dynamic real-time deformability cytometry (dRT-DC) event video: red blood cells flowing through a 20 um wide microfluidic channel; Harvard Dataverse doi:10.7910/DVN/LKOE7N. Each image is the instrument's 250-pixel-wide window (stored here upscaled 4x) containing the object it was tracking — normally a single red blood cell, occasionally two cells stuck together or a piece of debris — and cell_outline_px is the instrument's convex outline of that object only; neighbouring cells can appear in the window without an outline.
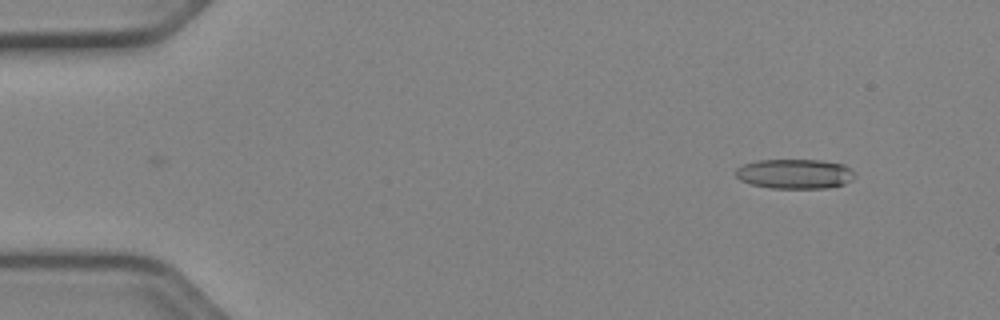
{"species": "Egyptian fruit bat (a non-hibernating species)", "species_latin": "Rousettus aegyptiacus", "temperature_condition": "cold", "stored_images_in_passage": 41, "camera_frame_rate_fps": 3000, "um_per_image_px": 0.085, "animal": {"sex": "female"}, "frame": {"image": 1, "passage_image": 2, "time_ms": 0.333, "image_size_px": [1000, 320], "cell_outline_px": [[856, 176], [852, 180], [844, 184], [828, 188], [768, 188], [752, 184], [740, 180], [736, 176], [736, 168], [744, 164], [756, 160], [820, 160], [844, 164], [856, 172]], "centroid_in_image_um": [67.59, 14.78], "position_along_channel_um": 17.4, "area_um2": 20.81}}
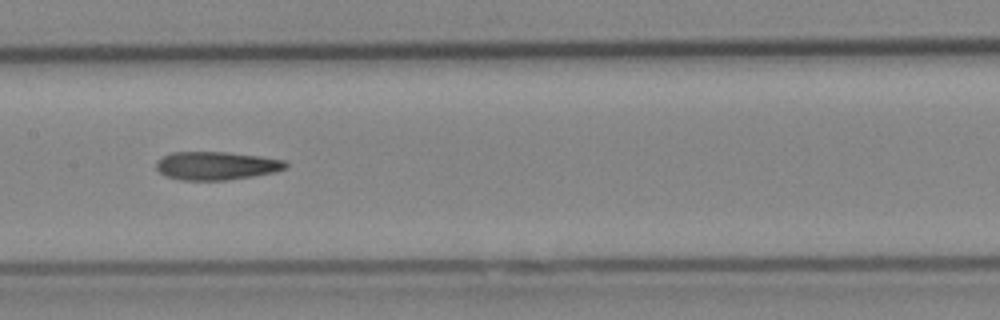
{"frame": {"image": 2, "passage_image": 23, "time_ms": 7.333, "image_size_px": [1000, 320], "cell_outline_px": [[288, 168], [276, 172], [252, 176], [224, 180], [180, 180], [164, 176], [156, 168], [156, 160], [172, 152], [224, 152], [260, 156], [288, 160]], "centroid_in_image_um": [18.41, 14.08], "position_along_channel_um": 189.0, "area_um2": 21.5}}
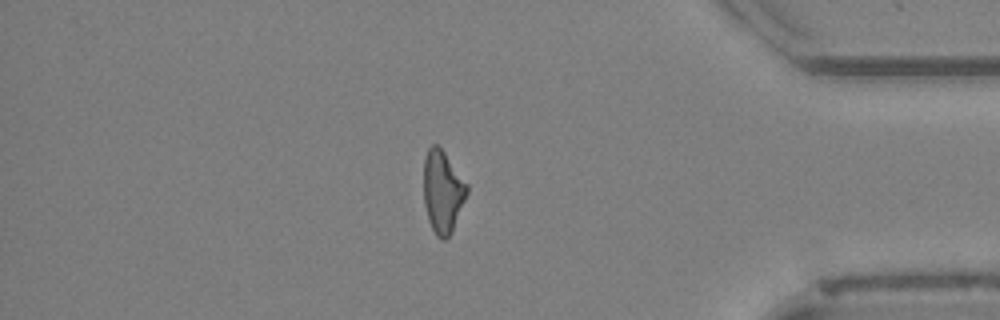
{"frame": {"image": 3, "passage_image": 41, "time_ms": 13.333, "image_size_px": [1000, 320], "cell_outline_px": [[468, 192], [452, 232], [444, 240], [440, 240], [436, 236], [428, 220], [424, 204], [424, 160], [428, 148], [432, 144], [436, 144], [444, 152], [468, 184]], "centroid_in_image_um": [37.62, 16.31], "position_along_channel_um": 397.6, "area_um2": 20.75}, "authors_computed_cell_mechanics": {"area_um2": 21.5016, "velocity_mm_per_s": 3.9749, "shape_relaxation_time_tau1_ms": null, "shape_relaxation_time_tau2_ms": 6.4628, "deformation_change_tau1": null, "deformation_change_tau2": 0.2079}}